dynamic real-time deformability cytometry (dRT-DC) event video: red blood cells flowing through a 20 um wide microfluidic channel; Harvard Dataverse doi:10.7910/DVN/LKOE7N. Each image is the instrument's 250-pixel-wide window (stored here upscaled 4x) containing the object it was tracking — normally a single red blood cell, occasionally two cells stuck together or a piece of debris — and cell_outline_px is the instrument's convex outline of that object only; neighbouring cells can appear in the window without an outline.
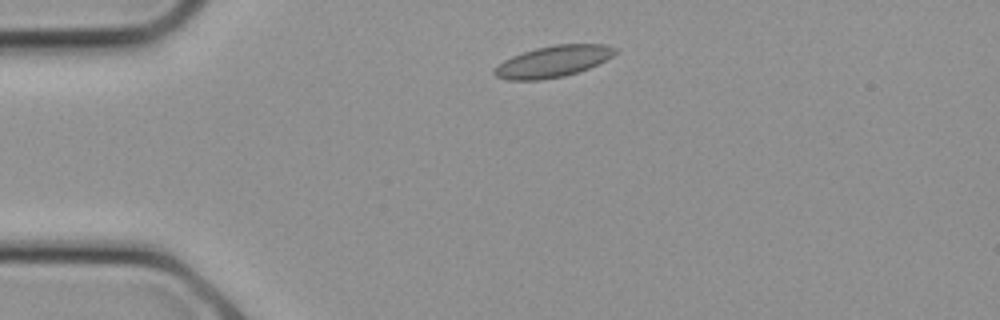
{"species": "common noctule bat (a hibernating species)", "species_latin": "Nyctalus noctula", "temperature_condition": "cold", "stored_images_in_passage": 5, "camera_frame_rate_fps": 3000, "um_per_image_px": 0.085, "animal": {"sex": "female", "body_mass_g": 21.9}, "frame": {"image": 1, "passage_image": 3, "time_ms": 0.667, "image_size_px": [1000, 320], "cell_outline_px": [[616, 52], [612, 56], [588, 68], [564, 76], [540, 80], [508, 80], [496, 76], [492, 72], [504, 60], [512, 56], [536, 48], [556, 44], [604, 44], [616, 48]], "centroid_in_image_um": [47.0, 5.22], "position_along_channel_um": 38.0, "area_um2": 21.73}}